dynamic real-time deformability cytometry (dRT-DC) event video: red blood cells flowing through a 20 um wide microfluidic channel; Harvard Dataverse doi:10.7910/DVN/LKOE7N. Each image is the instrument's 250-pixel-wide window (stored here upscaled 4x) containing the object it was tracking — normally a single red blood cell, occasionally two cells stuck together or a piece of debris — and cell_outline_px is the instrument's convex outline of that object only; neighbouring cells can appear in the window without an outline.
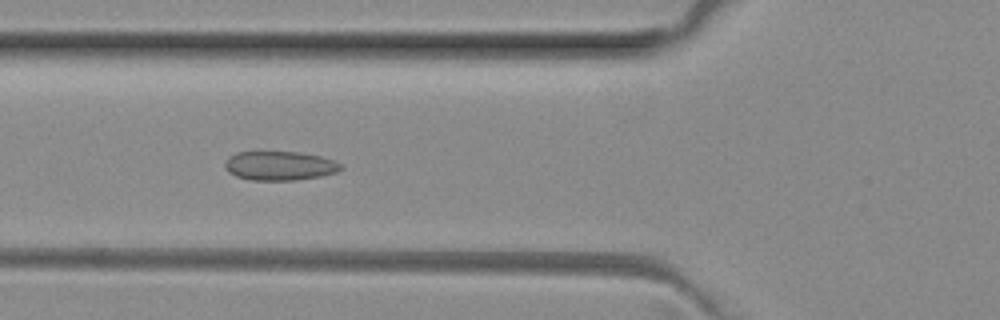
{"species": "common noctule bat (a hibernating species)", "species_latin": "Nyctalus noctula", "temperature_condition": "room temperature", "stored_images_in_passage": 50, "camera_frame_rate_fps": 3000, "um_per_image_px": 0.085, "animal": {"sex": "female", "body_mass_g": 29.2, "forearm_length_mm": 56.3}, "frame": {"image": 1, "passage_image": 18, "time_ms": 5.667, "image_size_px": [1000, 320], "cell_outline_px": [[344, 168], [336, 172], [320, 176], [296, 180], [248, 180], [236, 176], [228, 172], [224, 168], [224, 160], [228, 156], [236, 152], [256, 148], [296, 152], [320, 156], [332, 160], [340, 164]], "centroid_in_image_um": [23.65, 14.04], "position_along_channel_um": 102.1, "area_um2": 20.58}}
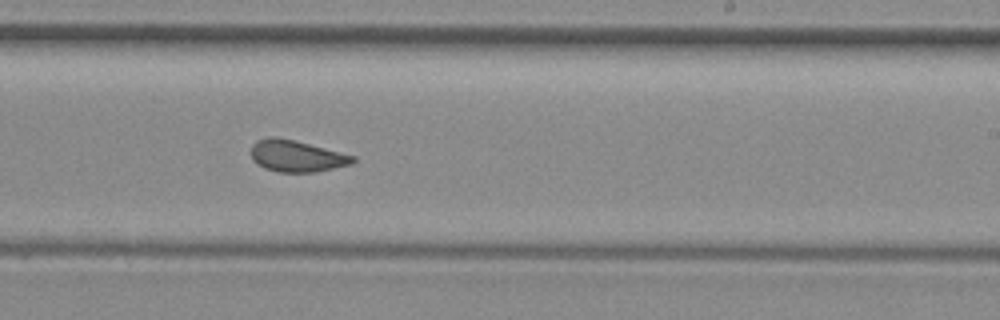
{"frame": {"image": 2, "passage_image": 30, "time_ms": 9.667, "image_size_px": [1000, 320], "cell_outline_px": [[356, 160], [352, 164], [316, 172], [276, 172], [264, 168], [252, 160], [252, 144], [256, 140], [292, 140], [356, 156]], "centroid_in_image_um": [25.26, 13.32], "position_along_channel_um": 263.7, "area_um2": 18.09}}
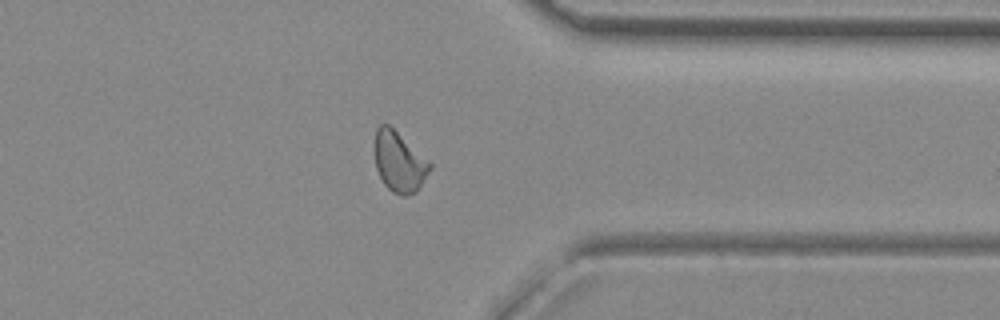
{"frame": {"image": 3, "passage_image": 39, "time_ms": 12.667, "image_size_px": [1000, 320], "cell_outline_px": [[432, 168], [416, 192], [408, 196], [404, 196], [392, 192], [384, 184], [376, 168], [372, 144], [376, 128], [380, 124], [388, 124], [428, 160], [432, 164]], "centroid_in_image_um": [33.89, 13.75], "position_along_channel_um": 377.5, "area_um2": 19.59}, "authors_computed_cell_mechanics": {"area_um2": 19.7098, "velocity_mm_per_s": 4.0439, "shape_relaxation_time_tau1_ms": null, "shape_relaxation_time_tau2_ms": 1.2964, "deformation_change_tau1": null, "deformation_change_tau2": 0.071}}